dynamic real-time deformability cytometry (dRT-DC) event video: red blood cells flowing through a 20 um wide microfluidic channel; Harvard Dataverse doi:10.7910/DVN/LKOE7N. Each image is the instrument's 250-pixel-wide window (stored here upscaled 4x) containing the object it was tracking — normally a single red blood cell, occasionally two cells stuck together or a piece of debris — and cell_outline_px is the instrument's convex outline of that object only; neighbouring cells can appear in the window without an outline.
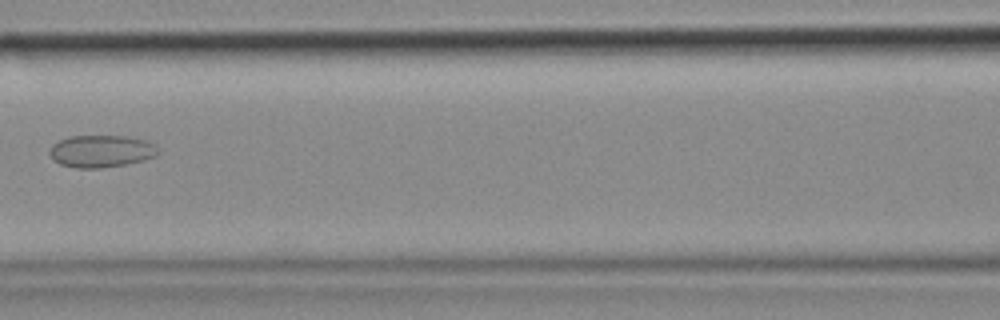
{"species": "common noctule bat (a hibernating species)", "species_latin": "Nyctalus noctula", "temperature_condition": "cold", "stored_images_in_passage": 5, "camera_frame_rate_fps": 3000, "um_per_image_px": 0.085, "animal": {"sex": "female", "body_mass_g": 18.4}, "frame": {"image": 1, "passage_image": 5, "time_ms": 1.333, "image_size_px": [1000, 320], "cell_outline_px": [[156, 156], [124, 164], [100, 168], [76, 168], [60, 164], [52, 160], [48, 152], [52, 144], [60, 140], [72, 136], [124, 136], [144, 140], [152, 144], [156, 152]], "centroid_in_image_um": [8.5, 12.85], "position_along_channel_um": 158.1, "area_um2": 20.0}}